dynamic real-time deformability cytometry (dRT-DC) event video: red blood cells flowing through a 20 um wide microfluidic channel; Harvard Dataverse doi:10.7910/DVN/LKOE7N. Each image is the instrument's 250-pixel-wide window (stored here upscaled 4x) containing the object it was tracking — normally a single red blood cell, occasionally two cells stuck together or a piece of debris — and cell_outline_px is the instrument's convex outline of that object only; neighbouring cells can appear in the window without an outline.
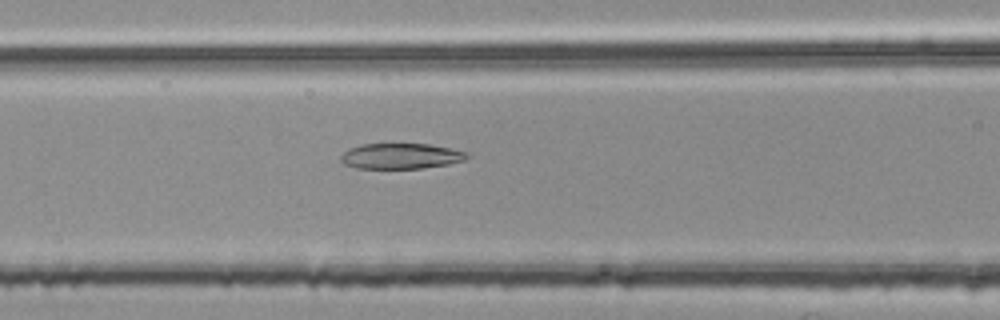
{"species": "common noctule bat (a hibernating species)", "species_latin": "Nyctalus noctula", "temperature_condition": "room temperature", "stored_images_in_passage": 48, "camera_frame_rate_fps": 3000, "um_per_image_px": 0.085, "animal": {"sex": "female", "body_mass_g": 25.1}, "frame": {"image": 1, "passage_image": 17, "time_ms": 5.333, "image_size_px": [1000, 320], "cell_outline_px": [[472, 156], [464, 160], [448, 164], [424, 168], [356, 168], [344, 164], [340, 160], [340, 156], [348, 148], [360, 144], [428, 144], [452, 148], [464, 152]], "centroid_in_image_um": [34.06, 13.26], "position_along_channel_um": 132.5, "area_um2": 18.84}}
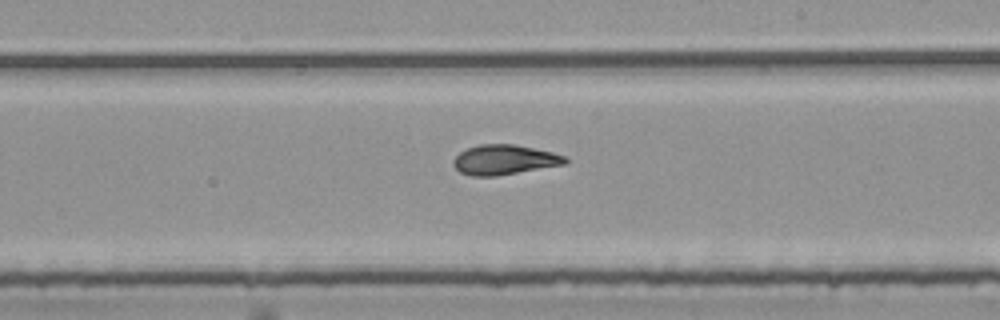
{"frame": {"image": 2, "passage_image": 26, "time_ms": 8.333, "image_size_px": [1000, 320], "cell_outline_px": [[568, 160], [564, 164], [496, 176], [472, 176], [460, 172], [452, 164], [452, 160], [460, 152], [468, 148], [480, 144], [516, 144], [552, 152], [564, 156]], "centroid_in_image_um": [42.83, 13.57], "position_along_channel_um": 246.2, "area_um2": 19.31}}
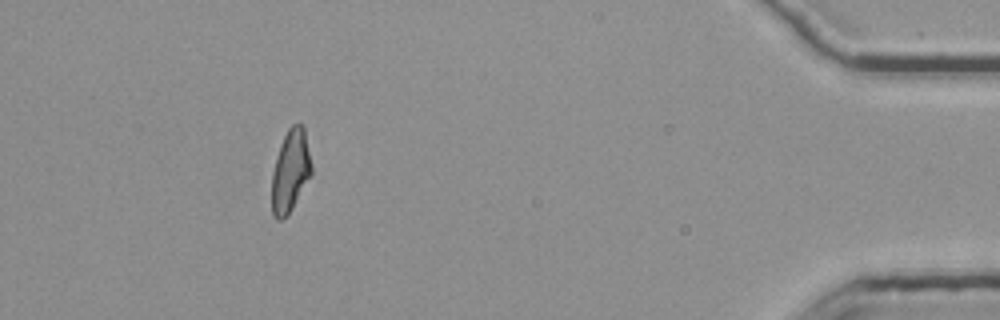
{"frame": {"image": 3, "passage_image": 44, "time_ms": 14.333, "image_size_px": [1000, 320], "cell_outline_px": [[312, 176], [288, 216], [284, 220], [276, 220], [272, 216], [272, 172], [276, 156], [280, 144], [288, 128], [292, 124], [300, 124], [304, 128], [312, 164]], "centroid_in_image_um": [24.69, 14.59], "position_along_channel_um": 410.5, "area_um2": 19.48}, "authors_computed_cell_mechanics": {"area_um2": 19.5075, "velocity_mm_per_s": 3.7883, "shape_relaxation_time_tau1_ms": 7.4821, "shape_relaxation_time_tau2_ms": 4.1825, "deformation_change_tau1": 0.1971, "deformation_change_tau2": 0.1084}}